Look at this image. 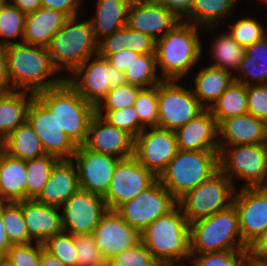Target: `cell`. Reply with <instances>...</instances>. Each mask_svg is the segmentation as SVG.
I'll list each match as a JSON object with an SVG mask.
<instances>
[{
    "label": "cell",
    "mask_w": 267,
    "mask_h": 266,
    "mask_svg": "<svg viewBox=\"0 0 267 266\" xmlns=\"http://www.w3.org/2000/svg\"><path fill=\"white\" fill-rule=\"evenodd\" d=\"M177 199L157 179L134 199L124 202L115 211L140 233L159 217L177 206Z\"/></svg>",
    "instance_id": "obj_12"
},
{
    "label": "cell",
    "mask_w": 267,
    "mask_h": 266,
    "mask_svg": "<svg viewBox=\"0 0 267 266\" xmlns=\"http://www.w3.org/2000/svg\"><path fill=\"white\" fill-rule=\"evenodd\" d=\"M155 266H185L183 264L170 263V262H157Z\"/></svg>",
    "instance_id": "obj_61"
},
{
    "label": "cell",
    "mask_w": 267,
    "mask_h": 266,
    "mask_svg": "<svg viewBox=\"0 0 267 266\" xmlns=\"http://www.w3.org/2000/svg\"><path fill=\"white\" fill-rule=\"evenodd\" d=\"M0 213L7 238L11 244H28L32 242L23 218L21 201L0 204Z\"/></svg>",
    "instance_id": "obj_38"
},
{
    "label": "cell",
    "mask_w": 267,
    "mask_h": 266,
    "mask_svg": "<svg viewBox=\"0 0 267 266\" xmlns=\"http://www.w3.org/2000/svg\"><path fill=\"white\" fill-rule=\"evenodd\" d=\"M229 147V150L219 148L220 170L232 182L233 174L238 179H245L244 187H267V143Z\"/></svg>",
    "instance_id": "obj_10"
},
{
    "label": "cell",
    "mask_w": 267,
    "mask_h": 266,
    "mask_svg": "<svg viewBox=\"0 0 267 266\" xmlns=\"http://www.w3.org/2000/svg\"><path fill=\"white\" fill-rule=\"evenodd\" d=\"M157 179L134 156L120 159L115 167L108 191L103 196L108 210L115 211L124 202L134 199Z\"/></svg>",
    "instance_id": "obj_13"
},
{
    "label": "cell",
    "mask_w": 267,
    "mask_h": 266,
    "mask_svg": "<svg viewBox=\"0 0 267 266\" xmlns=\"http://www.w3.org/2000/svg\"><path fill=\"white\" fill-rule=\"evenodd\" d=\"M133 106L143 129L158 127V85L141 88Z\"/></svg>",
    "instance_id": "obj_42"
},
{
    "label": "cell",
    "mask_w": 267,
    "mask_h": 266,
    "mask_svg": "<svg viewBox=\"0 0 267 266\" xmlns=\"http://www.w3.org/2000/svg\"><path fill=\"white\" fill-rule=\"evenodd\" d=\"M40 266H65V265L56 257L52 256L45 249H43Z\"/></svg>",
    "instance_id": "obj_58"
},
{
    "label": "cell",
    "mask_w": 267,
    "mask_h": 266,
    "mask_svg": "<svg viewBox=\"0 0 267 266\" xmlns=\"http://www.w3.org/2000/svg\"><path fill=\"white\" fill-rule=\"evenodd\" d=\"M233 205L242 241L251 249L267 230V187H243L234 195Z\"/></svg>",
    "instance_id": "obj_14"
},
{
    "label": "cell",
    "mask_w": 267,
    "mask_h": 266,
    "mask_svg": "<svg viewBox=\"0 0 267 266\" xmlns=\"http://www.w3.org/2000/svg\"><path fill=\"white\" fill-rule=\"evenodd\" d=\"M145 128L134 138L136 160L157 178L179 151L175 131L159 127Z\"/></svg>",
    "instance_id": "obj_16"
},
{
    "label": "cell",
    "mask_w": 267,
    "mask_h": 266,
    "mask_svg": "<svg viewBox=\"0 0 267 266\" xmlns=\"http://www.w3.org/2000/svg\"><path fill=\"white\" fill-rule=\"evenodd\" d=\"M137 2L147 3V4H163L164 0H136Z\"/></svg>",
    "instance_id": "obj_60"
},
{
    "label": "cell",
    "mask_w": 267,
    "mask_h": 266,
    "mask_svg": "<svg viewBox=\"0 0 267 266\" xmlns=\"http://www.w3.org/2000/svg\"><path fill=\"white\" fill-rule=\"evenodd\" d=\"M78 16L69 17L65 25L52 37L49 45L56 69L72 73L88 58L97 55L98 41L88 21L76 23Z\"/></svg>",
    "instance_id": "obj_7"
},
{
    "label": "cell",
    "mask_w": 267,
    "mask_h": 266,
    "mask_svg": "<svg viewBox=\"0 0 267 266\" xmlns=\"http://www.w3.org/2000/svg\"><path fill=\"white\" fill-rule=\"evenodd\" d=\"M219 169V150H179L158 180L178 200Z\"/></svg>",
    "instance_id": "obj_5"
},
{
    "label": "cell",
    "mask_w": 267,
    "mask_h": 266,
    "mask_svg": "<svg viewBox=\"0 0 267 266\" xmlns=\"http://www.w3.org/2000/svg\"><path fill=\"white\" fill-rule=\"evenodd\" d=\"M175 134L179 150H219L217 123L209 108L178 128Z\"/></svg>",
    "instance_id": "obj_22"
},
{
    "label": "cell",
    "mask_w": 267,
    "mask_h": 266,
    "mask_svg": "<svg viewBox=\"0 0 267 266\" xmlns=\"http://www.w3.org/2000/svg\"><path fill=\"white\" fill-rule=\"evenodd\" d=\"M11 245L12 244L7 238L5 228L3 226V221L1 218V213H0V261H3V259L5 258L6 252Z\"/></svg>",
    "instance_id": "obj_57"
},
{
    "label": "cell",
    "mask_w": 267,
    "mask_h": 266,
    "mask_svg": "<svg viewBox=\"0 0 267 266\" xmlns=\"http://www.w3.org/2000/svg\"><path fill=\"white\" fill-rule=\"evenodd\" d=\"M10 1L5 0L0 5V37L3 38L0 41V46L2 47L11 43H17L8 40L18 36L23 38L24 34L26 15L12 5Z\"/></svg>",
    "instance_id": "obj_40"
},
{
    "label": "cell",
    "mask_w": 267,
    "mask_h": 266,
    "mask_svg": "<svg viewBox=\"0 0 267 266\" xmlns=\"http://www.w3.org/2000/svg\"><path fill=\"white\" fill-rule=\"evenodd\" d=\"M62 228L73 236L92 234L108 210L102 196L79 188L61 206Z\"/></svg>",
    "instance_id": "obj_15"
},
{
    "label": "cell",
    "mask_w": 267,
    "mask_h": 266,
    "mask_svg": "<svg viewBox=\"0 0 267 266\" xmlns=\"http://www.w3.org/2000/svg\"><path fill=\"white\" fill-rule=\"evenodd\" d=\"M44 245L36 242L28 244H12L5 255L4 262L7 266H40Z\"/></svg>",
    "instance_id": "obj_45"
},
{
    "label": "cell",
    "mask_w": 267,
    "mask_h": 266,
    "mask_svg": "<svg viewBox=\"0 0 267 266\" xmlns=\"http://www.w3.org/2000/svg\"><path fill=\"white\" fill-rule=\"evenodd\" d=\"M179 21L163 4H147L132 0L128 9L127 26L151 36L155 41L168 33ZM158 37L157 32H162Z\"/></svg>",
    "instance_id": "obj_21"
},
{
    "label": "cell",
    "mask_w": 267,
    "mask_h": 266,
    "mask_svg": "<svg viewBox=\"0 0 267 266\" xmlns=\"http://www.w3.org/2000/svg\"><path fill=\"white\" fill-rule=\"evenodd\" d=\"M184 22V23H183ZM202 45L197 25L179 21L168 33L156 40L157 65L163 80H181L198 60Z\"/></svg>",
    "instance_id": "obj_3"
},
{
    "label": "cell",
    "mask_w": 267,
    "mask_h": 266,
    "mask_svg": "<svg viewBox=\"0 0 267 266\" xmlns=\"http://www.w3.org/2000/svg\"><path fill=\"white\" fill-rule=\"evenodd\" d=\"M232 38L243 48L261 41L267 36L263 26L253 18H242L237 20L228 32Z\"/></svg>",
    "instance_id": "obj_46"
},
{
    "label": "cell",
    "mask_w": 267,
    "mask_h": 266,
    "mask_svg": "<svg viewBox=\"0 0 267 266\" xmlns=\"http://www.w3.org/2000/svg\"><path fill=\"white\" fill-rule=\"evenodd\" d=\"M138 55L139 54L133 50L122 49L117 53L109 55L106 60L118 70L125 71Z\"/></svg>",
    "instance_id": "obj_52"
},
{
    "label": "cell",
    "mask_w": 267,
    "mask_h": 266,
    "mask_svg": "<svg viewBox=\"0 0 267 266\" xmlns=\"http://www.w3.org/2000/svg\"><path fill=\"white\" fill-rule=\"evenodd\" d=\"M43 245L48 253L65 266H77L75 236L61 231L49 238Z\"/></svg>",
    "instance_id": "obj_44"
},
{
    "label": "cell",
    "mask_w": 267,
    "mask_h": 266,
    "mask_svg": "<svg viewBox=\"0 0 267 266\" xmlns=\"http://www.w3.org/2000/svg\"><path fill=\"white\" fill-rule=\"evenodd\" d=\"M103 38L105 39L98 41L97 55L105 59L122 49H130L138 54H155L156 41L127 25Z\"/></svg>",
    "instance_id": "obj_28"
},
{
    "label": "cell",
    "mask_w": 267,
    "mask_h": 266,
    "mask_svg": "<svg viewBox=\"0 0 267 266\" xmlns=\"http://www.w3.org/2000/svg\"><path fill=\"white\" fill-rule=\"evenodd\" d=\"M236 1L237 0H195L188 14L185 16L187 19L185 22L201 27L203 24L206 26L205 28L211 30L221 19H224L225 16H230V11H233L232 8Z\"/></svg>",
    "instance_id": "obj_35"
},
{
    "label": "cell",
    "mask_w": 267,
    "mask_h": 266,
    "mask_svg": "<svg viewBox=\"0 0 267 266\" xmlns=\"http://www.w3.org/2000/svg\"><path fill=\"white\" fill-rule=\"evenodd\" d=\"M248 266H267V259L257 257L251 253Z\"/></svg>",
    "instance_id": "obj_59"
},
{
    "label": "cell",
    "mask_w": 267,
    "mask_h": 266,
    "mask_svg": "<svg viewBox=\"0 0 267 266\" xmlns=\"http://www.w3.org/2000/svg\"><path fill=\"white\" fill-rule=\"evenodd\" d=\"M79 188L78 171L74 160L59 159L52 168L47 183L35 200L61 208Z\"/></svg>",
    "instance_id": "obj_23"
},
{
    "label": "cell",
    "mask_w": 267,
    "mask_h": 266,
    "mask_svg": "<svg viewBox=\"0 0 267 266\" xmlns=\"http://www.w3.org/2000/svg\"><path fill=\"white\" fill-rule=\"evenodd\" d=\"M219 148L226 145H257L267 143L266 122L249 113L225 119L217 125ZM226 141V142H225Z\"/></svg>",
    "instance_id": "obj_24"
},
{
    "label": "cell",
    "mask_w": 267,
    "mask_h": 266,
    "mask_svg": "<svg viewBox=\"0 0 267 266\" xmlns=\"http://www.w3.org/2000/svg\"><path fill=\"white\" fill-rule=\"evenodd\" d=\"M58 160L46 154L26 161L27 200H35L39 196Z\"/></svg>",
    "instance_id": "obj_39"
},
{
    "label": "cell",
    "mask_w": 267,
    "mask_h": 266,
    "mask_svg": "<svg viewBox=\"0 0 267 266\" xmlns=\"http://www.w3.org/2000/svg\"><path fill=\"white\" fill-rule=\"evenodd\" d=\"M72 160L76 163L80 188L103 197L108 191L115 167L120 159L95 153L84 145H80L77 146Z\"/></svg>",
    "instance_id": "obj_18"
},
{
    "label": "cell",
    "mask_w": 267,
    "mask_h": 266,
    "mask_svg": "<svg viewBox=\"0 0 267 266\" xmlns=\"http://www.w3.org/2000/svg\"><path fill=\"white\" fill-rule=\"evenodd\" d=\"M92 235L103 257L108 261L141 241V233L126 223L116 211L107 210Z\"/></svg>",
    "instance_id": "obj_19"
},
{
    "label": "cell",
    "mask_w": 267,
    "mask_h": 266,
    "mask_svg": "<svg viewBox=\"0 0 267 266\" xmlns=\"http://www.w3.org/2000/svg\"><path fill=\"white\" fill-rule=\"evenodd\" d=\"M80 0H40L42 7L58 10L68 17L77 16Z\"/></svg>",
    "instance_id": "obj_51"
},
{
    "label": "cell",
    "mask_w": 267,
    "mask_h": 266,
    "mask_svg": "<svg viewBox=\"0 0 267 266\" xmlns=\"http://www.w3.org/2000/svg\"><path fill=\"white\" fill-rule=\"evenodd\" d=\"M2 203H4V202L2 201V195H1V190H0V204H2Z\"/></svg>",
    "instance_id": "obj_63"
},
{
    "label": "cell",
    "mask_w": 267,
    "mask_h": 266,
    "mask_svg": "<svg viewBox=\"0 0 267 266\" xmlns=\"http://www.w3.org/2000/svg\"><path fill=\"white\" fill-rule=\"evenodd\" d=\"M0 266H7L4 262L0 261Z\"/></svg>",
    "instance_id": "obj_64"
},
{
    "label": "cell",
    "mask_w": 267,
    "mask_h": 266,
    "mask_svg": "<svg viewBox=\"0 0 267 266\" xmlns=\"http://www.w3.org/2000/svg\"><path fill=\"white\" fill-rule=\"evenodd\" d=\"M233 81L231 71L207 66L197 73L192 92L205 109L210 108ZM208 101L212 104L206 105Z\"/></svg>",
    "instance_id": "obj_31"
},
{
    "label": "cell",
    "mask_w": 267,
    "mask_h": 266,
    "mask_svg": "<svg viewBox=\"0 0 267 266\" xmlns=\"http://www.w3.org/2000/svg\"><path fill=\"white\" fill-rule=\"evenodd\" d=\"M26 91L0 94V140L3 141L17 127L27 122V113L35 94ZM29 98V99H28Z\"/></svg>",
    "instance_id": "obj_29"
},
{
    "label": "cell",
    "mask_w": 267,
    "mask_h": 266,
    "mask_svg": "<svg viewBox=\"0 0 267 266\" xmlns=\"http://www.w3.org/2000/svg\"><path fill=\"white\" fill-rule=\"evenodd\" d=\"M68 16L58 10L41 7L25 17L21 42L39 47H49L52 37L65 25Z\"/></svg>",
    "instance_id": "obj_26"
},
{
    "label": "cell",
    "mask_w": 267,
    "mask_h": 266,
    "mask_svg": "<svg viewBox=\"0 0 267 266\" xmlns=\"http://www.w3.org/2000/svg\"><path fill=\"white\" fill-rule=\"evenodd\" d=\"M157 67L155 54H139L124 71L127 84L139 88L157 86L163 80L157 77Z\"/></svg>",
    "instance_id": "obj_36"
},
{
    "label": "cell",
    "mask_w": 267,
    "mask_h": 266,
    "mask_svg": "<svg viewBox=\"0 0 267 266\" xmlns=\"http://www.w3.org/2000/svg\"><path fill=\"white\" fill-rule=\"evenodd\" d=\"M23 218L30 239L44 244L49 238L63 231L58 207L49 206L36 200L21 201Z\"/></svg>",
    "instance_id": "obj_25"
},
{
    "label": "cell",
    "mask_w": 267,
    "mask_h": 266,
    "mask_svg": "<svg viewBox=\"0 0 267 266\" xmlns=\"http://www.w3.org/2000/svg\"><path fill=\"white\" fill-rule=\"evenodd\" d=\"M250 250L253 255L267 259V230Z\"/></svg>",
    "instance_id": "obj_56"
},
{
    "label": "cell",
    "mask_w": 267,
    "mask_h": 266,
    "mask_svg": "<svg viewBox=\"0 0 267 266\" xmlns=\"http://www.w3.org/2000/svg\"><path fill=\"white\" fill-rule=\"evenodd\" d=\"M13 91L7 72V62L3 47L0 46V94Z\"/></svg>",
    "instance_id": "obj_54"
},
{
    "label": "cell",
    "mask_w": 267,
    "mask_h": 266,
    "mask_svg": "<svg viewBox=\"0 0 267 266\" xmlns=\"http://www.w3.org/2000/svg\"><path fill=\"white\" fill-rule=\"evenodd\" d=\"M35 96L50 110L60 128L76 145H84L96 107L86 102L67 82L41 91Z\"/></svg>",
    "instance_id": "obj_2"
},
{
    "label": "cell",
    "mask_w": 267,
    "mask_h": 266,
    "mask_svg": "<svg viewBox=\"0 0 267 266\" xmlns=\"http://www.w3.org/2000/svg\"><path fill=\"white\" fill-rule=\"evenodd\" d=\"M141 241L157 262L177 263L181 258H191L190 224L178 205L149 224L141 232Z\"/></svg>",
    "instance_id": "obj_4"
},
{
    "label": "cell",
    "mask_w": 267,
    "mask_h": 266,
    "mask_svg": "<svg viewBox=\"0 0 267 266\" xmlns=\"http://www.w3.org/2000/svg\"><path fill=\"white\" fill-rule=\"evenodd\" d=\"M0 190L3 202L27 200L26 161L0 153Z\"/></svg>",
    "instance_id": "obj_27"
},
{
    "label": "cell",
    "mask_w": 267,
    "mask_h": 266,
    "mask_svg": "<svg viewBox=\"0 0 267 266\" xmlns=\"http://www.w3.org/2000/svg\"><path fill=\"white\" fill-rule=\"evenodd\" d=\"M157 261L140 241L107 261V266H155Z\"/></svg>",
    "instance_id": "obj_48"
},
{
    "label": "cell",
    "mask_w": 267,
    "mask_h": 266,
    "mask_svg": "<svg viewBox=\"0 0 267 266\" xmlns=\"http://www.w3.org/2000/svg\"><path fill=\"white\" fill-rule=\"evenodd\" d=\"M11 89L37 94L54 88L66 81L63 75L45 80L60 72L56 69L50 49L26 43H11L3 46Z\"/></svg>",
    "instance_id": "obj_1"
},
{
    "label": "cell",
    "mask_w": 267,
    "mask_h": 266,
    "mask_svg": "<svg viewBox=\"0 0 267 266\" xmlns=\"http://www.w3.org/2000/svg\"><path fill=\"white\" fill-rule=\"evenodd\" d=\"M178 80H162L158 84V127L176 131L194 119L205 108Z\"/></svg>",
    "instance_id": "obj_11"
},
{
    "label": "cell",
    "mask_w": 267,
    "mask_h": 266,
    "mask_svg": "<svg viewBox=\"0 0 267 266\" xmlns=\"http://www.w3.org/2000/svg\"><path fill=\"white\" fill-rule=\"evenodd\" d=\"M195 0H164L163 5L172 11L178 18L183 20V17L188 14Z\"/></svg>",
    "instance_id": "obj_53"
},
{
    "label": "cell",
    "mask_w": 267,
    "mask_h": 266,
    "mask_svg": "<svg viewBox=\"0 0 267 266\" xmlns=\"http://www.w3.org/2000/svg\"><path fill=\"white\" fill-rule=\"evenodd\" d=\"M235 193L234 182L219 169L179 198L177 204L190 224L231 206Z\"/></svg>",
    "instance_id": "obj_8"
},
{
    "label": "cell",
    "mask_w": 267,
    "mask_h": 266,
    "mask_svg": "<svg viewBox=\"0 0 267 266\" xmlns=\"http://www.w3.org/2000/svg\"><path fill=\"white\" fill-rule=\"evenodd\" d=\"M132 0H99L97 14L89 20L97 41L127 24ZM99 39V40H98Z\"/></svg>",
    "instance_id": "obj_30"
},
{
    "label": "cell",
    "mask_w": 267,
    "mask_h": 266,
    "mask_svg": "<svg viewBox=\"0 0 267 266\" xmlns=\"http://www.w3.org/2000/svg\"><path fill=\"white\" fill-rule=\"evenodd\" d=\"M237 72H239V75L242 73L243 77H248L249 81L242 79L243 77L241 76L233 75L234 81L245 86L252 85L251 80L255 82V85H258V83L267 84V36L245 48V55Z\"/></svg>",
    "instance_id": "obj_33"
},
{
    "label": "cell",
    "mask_w": 267,
    "mask_h": 266,
    "mask_svg": "<svg viewBox=\"0 0 267 266\" xmlns=\"http://www.w3.org/2000/svg\"><path fill=\"white\" fill-rule=\"evenodd\" d=\"M90 59L77 67L71 78L66 77V81L86 102L97 107L111 88L124 85L127 81L125 72L115 68L105 58L95 55L93 60Z\"/></svg>",
    "instance_id": "obj_9"
},
{
    "label": "cell",
    "mask_w": 267,
    "mask_h": 266,
    "mask_svg": "<svg viewBox=\"0 0 267 266\" xmlns=\"http://www.w3.org/2000/svg\"><path fill=\"white\" fill-rule=\"evenodd\" d=\"M27 122L39 137L47 155L72 159L77 146L59 127L50 110L35 96L27 113Z\"/></svg>",
    "instance_id": "obj_17"
},
{
    "label": "cell",
    "mask_w": 267,
    "mask_h": 266,
    "mask_svg": "<svg viewBox=\"0 0 267 266\" xmlns=\"http://www.w3.org/2000/svg\"><path fill=\"white\" fill-rule=\"evenodd\" d=\"M25 15L34 13L42 7L40 0H13L11 3Z\"/></svg>",
    "instance_id": "obj_55"
},
{
    "label": "cell",
    "mask_w": 267,
    "mask_h": 266,
    "mask_svg": "<svg viewBox=\"0 0 267 266\" xmlns=\"http://www.w3.org/2000/svg\"><path fill=\"white\" fill-rule=\"evenodd\" d=\"M248 113L267 123V84L247 86Z\"/></svg>",
    "instance_id": "obj_50"
},
{
    "label": "cell",
    "mask_w": 267,
    "mask_h": 266,
    "mask_svg": "<svg viewBox=\"0 0 267 266\" xmlns=\"http://www.w3.org/2000/svg\"><path fill=\"white\" fill-rule=\"evenodd\" d=\"M214 40L211 48L215 62L210 66L226 71L234 69L237 73L240 62L245 55V48L238 44L229 33L220 34Z\"/></svg>",
    "instance_id": "obj_37"
},
{
    "label": "cell",
    "mask_w": 267,
    "mask_h": 266,
    "mask_svg": "<svg viewBox=\"0 0 267 266\" xmlns=\"http://www.w3.org/2000/svg\"><path fill=\"white\" fill-rule=\"evenodd\" d=\"M209 109L217 125L225 119L248 113L247 86L233 81Z\"/></svg>",
    "instance_id": "obj_34"
},
{
    "label": "cell",
    "mask_w": 267,
    "mask_h": 266,
    "mask_svg": "<svg viewBox=\"0 0 267 266\" xmlns=\"http://www.w3.org/2000/svg\"><path fill=\"white\" fill-rule=\"evenodd\" d=\"M84 146L95 153L124 159L134 154V137L127 131L108 124L96 113L89 124Z\"/></svg>",
    "instance_id": "obj_20"
},
{
    "label": "cell",
    "mask_w": 267,
    "mask_h": 266,
    "mask_svg": "<svg viewBox=\"0 0 267 266\" xmlns=\"http://www.w3.org/2000/svg\"><path fill=\"white\" fill-rule=\"evenodd\" d=\"M3 151L20 160H31L46 155L36 132L28 122L20 125L2 141Z\"/></svg>",
    "instance_id": "obj_32"
},
{
    "label": "cell",
    "mask_w": 267,
    "mask_h": 266,
    "mask_svg": "<svg viewBox=\"0 0 267 266\" xmlns=\"http://www.w3.org/2000/svg\"><path fill=\"white\" fill-rule=\"evenodd\" d=\"M77 266H107L92 234L75 236Z\"/></svg>",
    "instance_id": "obj_47"
},
{
    "label": "cell",
    "mask_w": 267,
    "mask_h": 266,
    "mask_svg": "<svg viewBox=\"0 0 267 266\" xmlns=\"http://www.w3.org/2000/svg\"><path fill=\"white\" fill-rule=\"evenodd\" d=\"M250 255V249L208 252L191 254L190 261L192 266H248Z\"/></svg>",
    "instance_id": "obj_41"
},
{
    "label": "cell",
    "mask_w": 267,
    "mask_h": 266,
    "mask_svg": "<svg viewBox=\"0 0 267 266\" xmlns=\"http://www.w3.org/2000/svg\"><path fill=\"white\" fill-rule=\"evenodd\" d=\"M237 238L239 242H236ZM244 249L249 248L242 241L238 213L233 204L209 217L190 223L191 254Z\"/></svg>",
    "instance_id": "obj_6"
},
{
    "label": "cell",
    "mask_w": 267,
    "mask_h": 266,
    "mask_svg": "<svg viewBox=\"0 0 267 266\" xmlns=\"http://www.w3.org/2000/svg\"><path fill=\"white\" fill-rule=\"evenodd\" d=\"M104 111L105 113H103ZM96 113L108 124L127 131L134 138L144 130L140 126L139 116L134 106L125 107L120 110L96 108Z\"/></svg>",
    "instance_id": "obj_43"
},
{
    "label": "cell",
    "mask_w": 267,
    "mask_h": 266,
    "mask_svg": "<svg viewBox=\"0 0 267 266\" xmlns=\"http://www.w3.org/2000/svg\"><path fill=\"white\" fill-rule=\"evenodd\" d=\"M2 150H3L2 141L0 140V153H1Z\"/></svg>",
    "instance_id": "obj_62"
},
{
    "label": "cell",
    "mask_w": 267,
    "mask_h": 266,
    "mask_svg": "<svg viewBox=\"0 0 267 266\" xmlns=\"http://www.w3.org/2000/svg\"><path fill=\"white\" fill-rule=\"evenodd\" d=\"M140 89L141 88L127 83L111 88L106 97L96 108L104 107L103 110H120L125 107L133 106Z\"/></svg>",
    "instance_id": "obj_49"
}]
</instances>
